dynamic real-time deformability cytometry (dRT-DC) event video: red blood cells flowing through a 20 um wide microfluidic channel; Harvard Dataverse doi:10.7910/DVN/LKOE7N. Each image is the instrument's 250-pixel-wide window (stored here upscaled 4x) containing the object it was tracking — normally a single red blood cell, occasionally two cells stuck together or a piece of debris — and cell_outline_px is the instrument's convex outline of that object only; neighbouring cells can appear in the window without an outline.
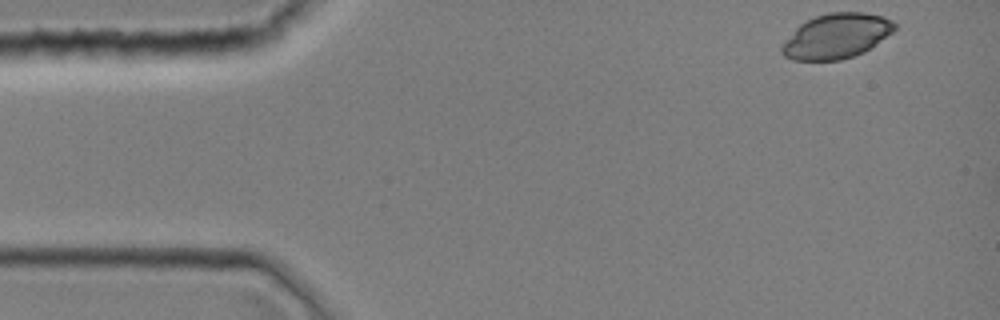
{"species": "common noctule bat (a hibernating species)", "species_latin": "Nyctalus noctula", "temperature_condition": "room temperature", "stored_images_in_passage": 6, "camera_frame_rate_fps": 3000, "um_per_image_px": 0.085, "animal": {"sex": "female", "body_mass_g": 19.0, "forearm_length_mm": 51.5}, "frame": {"image": 1, "passage_image": 1, "time_ms": 0.0, "image_size_px": [1000, 320], "cell_outline_px": [[896, 28], [892, 32], [864, 52], [840, 60], [792, 60], [784, 56], [780, 52], [780, 48], [796, 28], [800, 24], [816, 16], [828, 12], [864, 12], [880, 16], [892, 20], [896, 24]], "centroid_in_image_um": [71.09, 3.06], "position_along_channel_um": 13.9, "area_um2": 29.19}}